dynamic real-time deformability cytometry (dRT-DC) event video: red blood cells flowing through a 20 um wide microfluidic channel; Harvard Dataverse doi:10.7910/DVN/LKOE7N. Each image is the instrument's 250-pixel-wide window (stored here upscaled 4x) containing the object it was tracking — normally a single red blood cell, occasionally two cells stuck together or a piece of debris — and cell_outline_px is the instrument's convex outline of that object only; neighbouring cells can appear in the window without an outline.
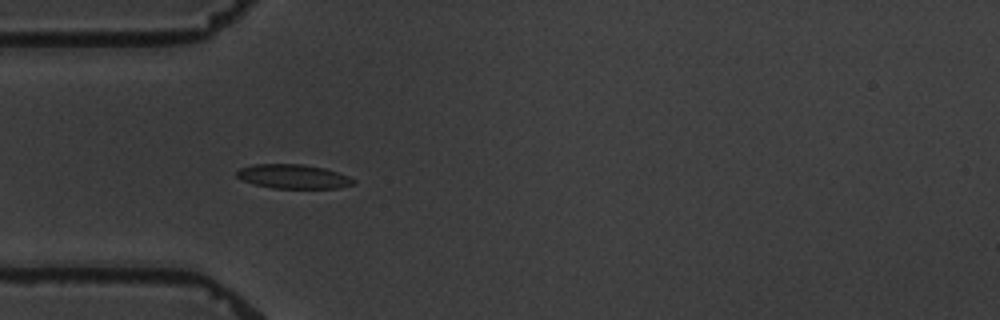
{"species": "common noctule bat (a hibernating species)", "species_latin": "Nyctalus noctula", "temperature_condition": "warm", "stored_images_in_passage": 6, "camera_frame_rate_fps": 3000, "um_per_image_px": 0.085, "animal": {"sex": "male", "body_mass_g": 19.5, "forearm_length_mm": 54.6}, "frame": {"image": 1, "passage_image": 4, "time_ms": 4.667, "image_size_px": [1000, 320], "cell_outline_px": [[356, 184], [340, 188], [272, 188], [240, 180], [236, 176], [236, 172], [240, 168], [252, 164], [304, 164], [324, 168], [348, 176], [356, 180]], "centroid_in_image_um": [24.93, 15.0], "position_along_channel_um": 60.1, "area_um2": 16.53}}
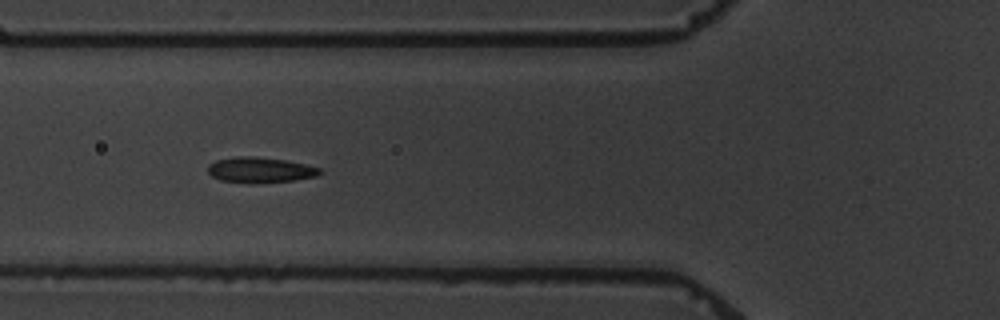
{"frame": {"image": 2, "passage_image": 5, "time_ms": 6.0, "image_size_px": [1000, 320], "cell_outline_px": [[324, 172], [316, 176], [292, 180], [252, 184], [248, 184], [220, 180], [212, 176], [208, 172], [208, 164], [216, 160], [236, 156], [252, 156], [284, 160], [304, 164], [320, 168]], "centroid_in_image_um": [22.08, 14.45], "position_along_channel_um": 103.7, "area_um2": 16.7}}
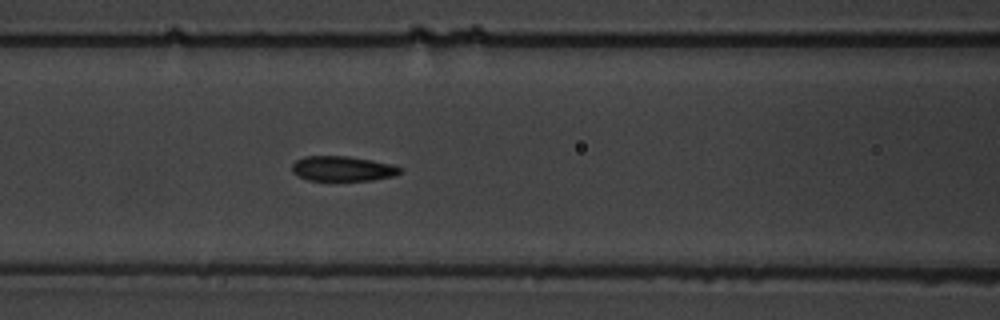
{"frame": {"image": 3, "passage_image": 6, "time_ms": 7.0, "image_size_px": [1000, 320], "cell_outline_px": [[404, 172], [392, 176], [372, 180], [308, 180], [292, 172], [292, 164], [296, 160], [304, 156], [348, 156], [372, 160], [392, 164], [404, 168]], "centroid_in_image_um": [29.16, 14.32], "position_along_channel_um": 137.4, "area_um2": 15.78}}